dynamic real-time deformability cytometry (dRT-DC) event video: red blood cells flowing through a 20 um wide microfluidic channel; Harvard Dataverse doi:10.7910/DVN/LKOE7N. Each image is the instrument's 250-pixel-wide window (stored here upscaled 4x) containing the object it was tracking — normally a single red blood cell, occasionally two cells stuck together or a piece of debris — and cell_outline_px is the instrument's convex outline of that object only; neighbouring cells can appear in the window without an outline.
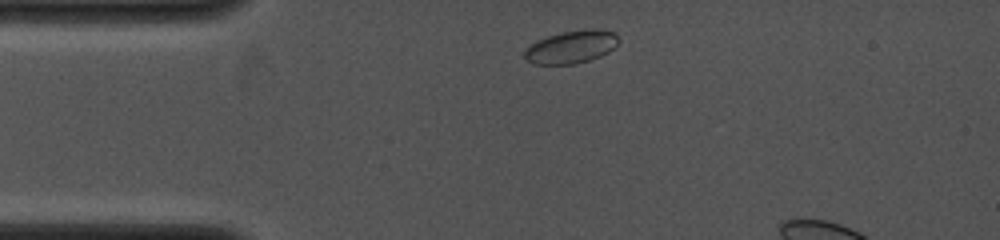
{"species": "common noctule bat (a hibernating species)", "species_latin": "Nyctalus noctula", "temperature_condition": "cold", "stored_images_in_passage": 10, "camera_frame_rate_fps": 4000, "um_per_image_px": 0.085, "animal": {"sex": "female", "body_mass_g": 19.0, "forearm_length_mm": 53.3}, "frame": {"image": 1, "passage_image": 1, "time_ms": 0.0, "image_size_px": [1000, 240], "cell_outline_px": [[620, 40], [608, 52], [600, 56], [576, 64], [532, 64], [524, 56], [524, 48], [548, 36], [564, 32], [588, 28], [596, 28], [612, 32]], "centroid_in_image_um": [48.55, 3.99], "position_along_channel_um": 36.4, "area_um2": 17.74}}
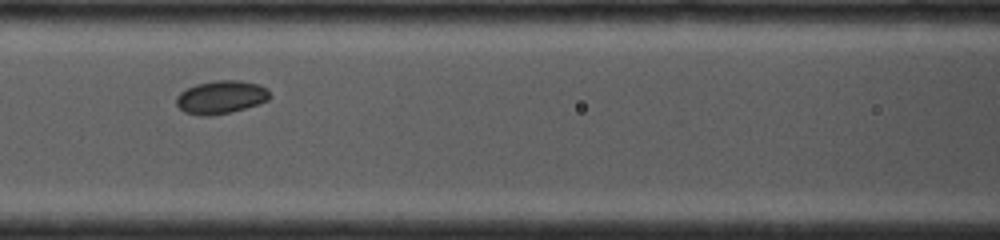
{"frame": {"image": 2, "passage_image": 6, "time_ms": 3.25, "image_size_px": [1000, 240], "cell_outline_px": [[272, 96], [268, 100], [232, 112], [212, 116], [200, 116], [184, 112], [176, 104], [176, 96], [180, 92], [196, 84], [216, 80], [240, 80], [260, 84], [268, 88]], "centroid_in_image_um": [18.8, 8.26], "position_along_channel_um": 147.8, "area_um2": 18.26}}
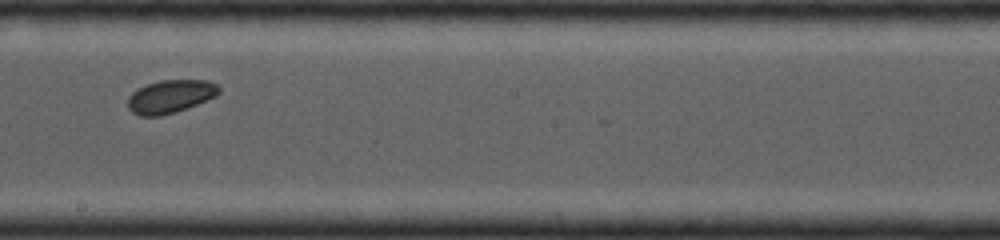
{"frame": {"image": 3, "passage_image": 9, "time_ms": 5.25, "image_size_px": [1000, 240], "cell_outline_px": [[220, 92], [216, 96], [188, 108], [176, 112], [160, 116], [140, 116], [132, 112], [128, 108], [128, 96], [136, 88], [160, 80], [208, 80], [216, 84], [220, 88]], "centroid_in_image_um": [14.47, 8.2], "position_along_channel_um": 233.7, "area_um2": 17.74}}